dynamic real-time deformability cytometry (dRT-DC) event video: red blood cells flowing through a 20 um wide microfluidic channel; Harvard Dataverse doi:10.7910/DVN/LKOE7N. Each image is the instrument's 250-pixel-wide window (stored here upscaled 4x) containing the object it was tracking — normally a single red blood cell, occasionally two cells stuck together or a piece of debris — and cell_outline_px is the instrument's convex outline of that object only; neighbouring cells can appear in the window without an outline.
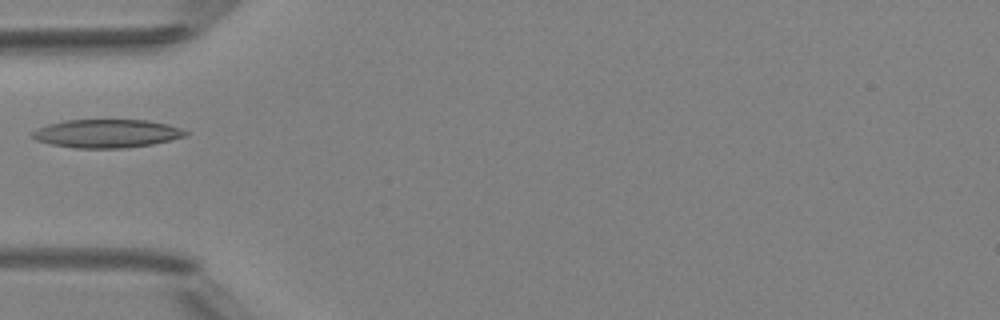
{"species": "Egyptian fruit bat (a non-hibernating species)", "species_latin": "Rousettus aegyptiacus", "temperature_condition": "room temperature", "stored_images_in_passage": 2, "camera_frame_rate_fps": 3000, "um_per_image_px": 0.085, "animal": {"sex": "female"}, "frame": {"image": 1, "passage_image": 1, "time_ms": 0.0, "image_size_px": [1000, 320], "cell_outline_px": [[188, 136], [152, 144], [124, 148], [76, 148], [52, 144], [36, 140], [32, 136], [32, 132], [36, 128], [48, 124], [64, 120], [148, 120], [168, 124], [180, 128], [188, 132]], "centroid_in_image_um": [9.08, 11.34], "position_along_channel_um": 75.9, "area_um2": 25.32}}
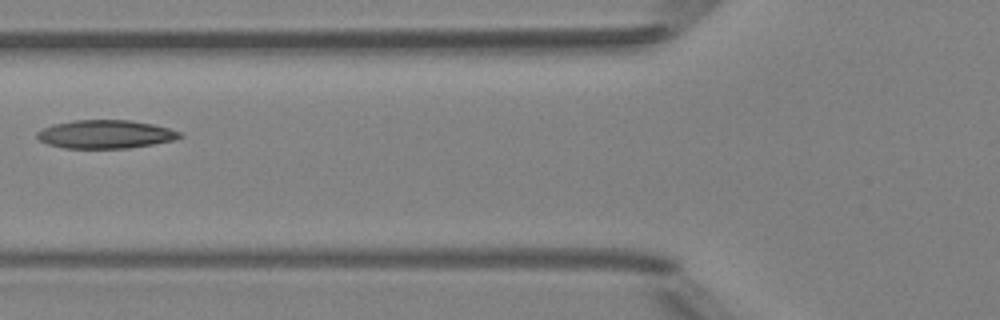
{"frame": {"image": 2, "passage_image": 2, "time_ms": 1.0, "image_size_px": [1000, 320], "cell_outline_px": [[184, 136], [176, 140], [128, 148], [64, 148], [48, 144], [40, 140], [36, 136], [36, 132], [52, 124], [72, 120], [128, 120], [152, 124], [168, 128], [180, 132]], "centroid_in_image_um": [8.96, 11.41], "position_along_channel_um": 116.8, "area_um2": 23.58}}